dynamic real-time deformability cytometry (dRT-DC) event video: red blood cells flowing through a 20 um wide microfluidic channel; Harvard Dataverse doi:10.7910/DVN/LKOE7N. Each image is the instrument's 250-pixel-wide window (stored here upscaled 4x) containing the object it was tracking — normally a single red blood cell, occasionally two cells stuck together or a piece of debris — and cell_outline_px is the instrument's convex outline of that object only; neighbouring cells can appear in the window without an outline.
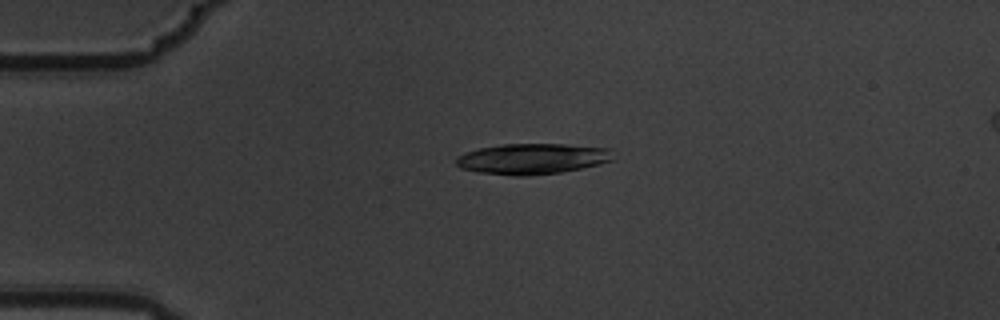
{"species": "common noctule bat (a hibernating species)", "species_latin": "Nyctalus noctula", "temperature_condition": "warm", "stored_images_in_passage": 7, "camera_frame_rate_fps": 3000, "um_per_image_px": 0.085, "animal": {"sex": "male", "body_mass_g": 19.5, "forearm_length_mm": 54.6}, "frame": {"image": 1, "passage_image": 4, "time_ms": 1.0, "image_size_px": [1000, 320], "cell_outline_px": [[612, 160], [600, 164], [560, 172], [532, 176], [516, 176], [480, 172], [460, 168], [456, 164], [456, 156], [464, 152], [480, 148], [500, 144], [564, 144], [612, 148]], "centroid_in_image_um": [45.24, 13.49], "position_along_channel_um": 39.8, "area_um2": 28.21}}